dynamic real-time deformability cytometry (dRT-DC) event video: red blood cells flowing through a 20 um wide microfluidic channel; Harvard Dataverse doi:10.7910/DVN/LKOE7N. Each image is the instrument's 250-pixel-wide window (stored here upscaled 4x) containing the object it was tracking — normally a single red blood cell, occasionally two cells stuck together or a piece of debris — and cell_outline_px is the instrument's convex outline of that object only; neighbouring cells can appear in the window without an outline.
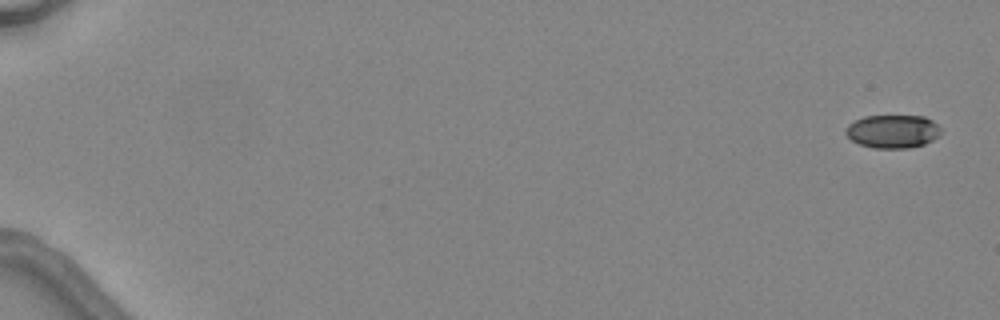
{"species": "common noctule bat (a hibernating species)", "species_latin": "Nyctalus noctula", "temperature_condition": "warm", "stored_images_in_passage": 5, "camera_frame_rate_fps": 3000, "um_per_image_px": 0.085, "animal": {"sex": "female", "body_mass_g": 24.6, "forearm_length_mm": 56.2}, "frame": {"image": 1, "passage_image": 1, "time_ms": 0.0, "image_size_px": [1000, 320], "cell_outline_px": [[940, 136], [924, 144], [908, 148], [872, 148], [860, 144], [852, 140], [844, 132], [848, 124], [864, 116], [924, 116], [932, 120], [940, 128]], "centroid_in_image_um": [75.88, 11.17], "position_along_channel_um": 9.1, "area_um2": 18.44}}
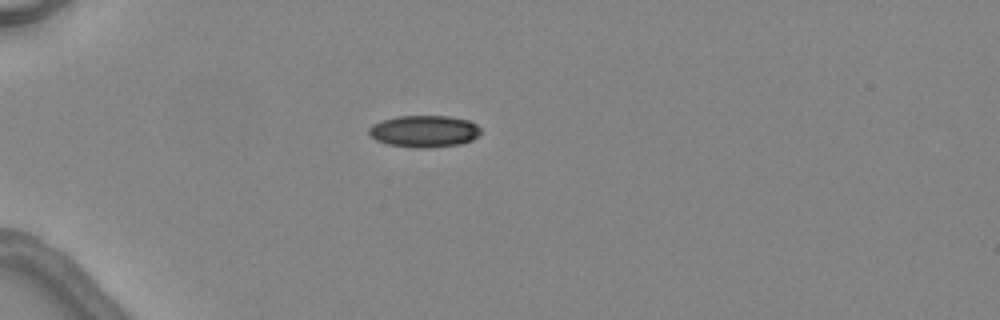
{"frame": {"image": 2, "passage_image": 5, "time_ms": 4.667, "image_size_px": [1000, 320], "cell_outline_px": [[480, 132], [472, 140], [460, 144], [432, 148], [412, 148], [388, 144], [376, 140], [368, 136], [368, 128], [372, 124], [380, 120], [396, 116], [448, 116], [468, 120], [476, 124], [480, 128]], "centroid_in_image_um": [36.0, 11.16], "position_along_channel_um": 49.0, "area_um2": 21.04}}